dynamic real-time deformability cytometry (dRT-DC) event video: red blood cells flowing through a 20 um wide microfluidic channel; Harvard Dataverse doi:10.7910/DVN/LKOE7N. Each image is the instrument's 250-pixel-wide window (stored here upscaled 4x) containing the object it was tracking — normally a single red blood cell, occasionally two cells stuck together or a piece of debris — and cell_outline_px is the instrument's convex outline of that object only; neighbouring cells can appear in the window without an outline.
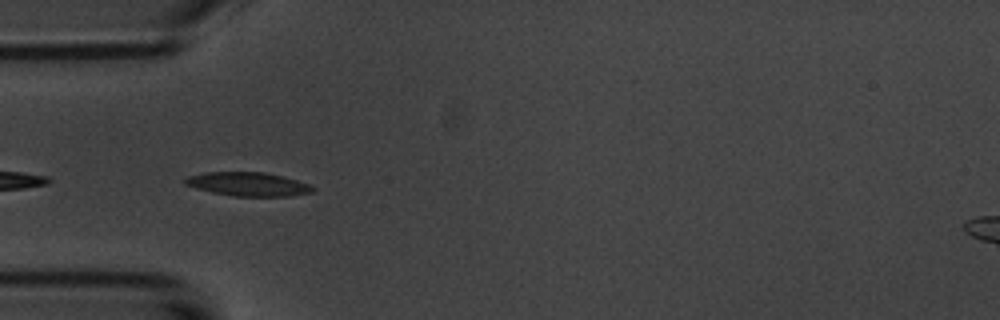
{"species": "common noctule bat (a hibernating species)", "species_latin": "Nyctalus noctula", "temperature_condition": "room temperature", "stored_images_in_passage": 4, "camera_frame_rate_fps": 3000, "um_per_image_px": 0.085, "animal": {"sex": "male", "body_mass_g": 20.1, "forearm_length_mm": 53.5}, "frame": {"image": 1, "passage_image": 3, "time_ms": 2.333, "image_size_px": [1000, 320], "cell_outline_px": [[316, 188], [312, 192], [288, 196], [232, 196], [212, 192], [196, 188], [184, 184], [184, 180], [188, 176], [204, 172], [264, 172], [296, 180], [308, 184]], "centroid_in_image_um": [21.06, 15.65], "position_along_channel_um": 63.9, "area_um2": 17.51}}